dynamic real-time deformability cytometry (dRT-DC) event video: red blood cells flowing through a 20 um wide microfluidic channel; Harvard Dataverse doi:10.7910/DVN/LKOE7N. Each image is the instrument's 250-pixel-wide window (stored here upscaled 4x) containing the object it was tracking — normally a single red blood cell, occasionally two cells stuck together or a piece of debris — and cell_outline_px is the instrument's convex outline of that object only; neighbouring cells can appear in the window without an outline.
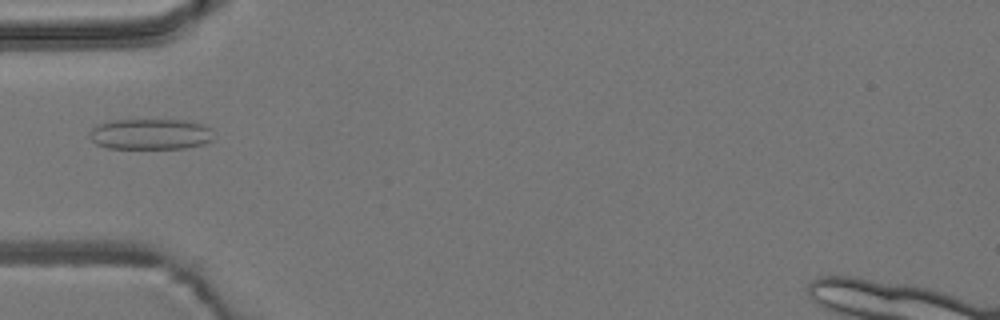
{"species": "common noctule bat (a hibernating species)", "species_latin": "Nyctalus noctula", "temperature_condition": "room temperature", "stored_images_in_passage": 8, "camera_frame_rate_fps": 3000, "um_per_image_px": 0.085, "animal": {"sex": "male", "body_mass_g": 19.2, "forearm_length_mm": 51.8}, "frame": {"image": 1, "passage_image": 5, "time_ms": 4.667, "image_size_px": [1000, 320], "cell_outline_px": [[212, 140], [204, 144], [184, 148], [108, 148], [96, 144], [88, 136], [88, 132], [96, 124], [112, 120], [184, 120], [204, 124], [212, 128]], "centroid_in_image_um": [12.77, 11.39], "position_along_channel_um": 72.2, "area_um2": 22.48}}
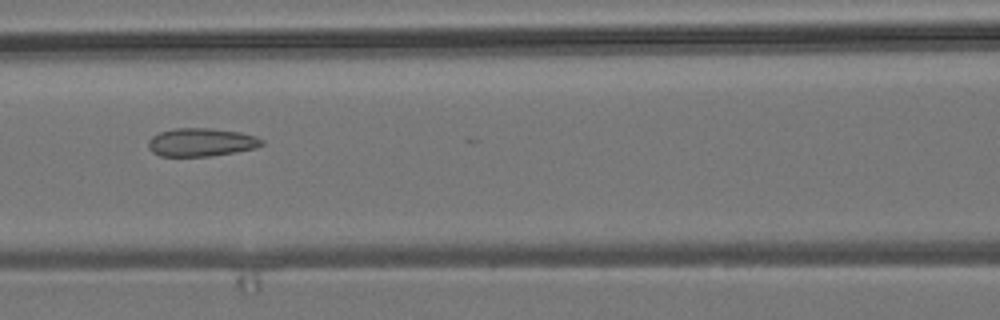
{"frame": {"image": 2, "passage_image": 7, "time_ms": 6.667, "image_size_px": [1000, 320], "cell_outline_px": [[264, 144], [256, 148], [236, 152], [208, 156], [160, 156], [152, 152], [148, 148], [148, 140], [152, 136], [160, 132], [176, 128], [208, 128], [240, 132], [256, 136], [264, 140]], "centroid_in_image_um": [17.11, 12.09], "position_along_channel_um": 149.5, "area_um2": 18.73}}